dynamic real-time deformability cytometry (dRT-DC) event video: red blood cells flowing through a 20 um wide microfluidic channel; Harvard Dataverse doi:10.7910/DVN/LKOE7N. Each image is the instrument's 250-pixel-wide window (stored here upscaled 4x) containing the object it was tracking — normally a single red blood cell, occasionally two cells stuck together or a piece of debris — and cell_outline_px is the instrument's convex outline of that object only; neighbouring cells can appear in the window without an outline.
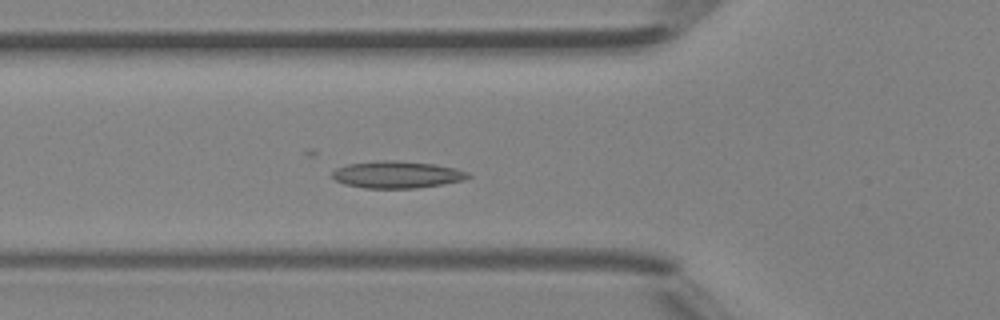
{"species": "Egyptian fruit bat (a non-hibernating species)", "species_latin": "Rousettus aegyptiacus", "temperature_condition": "room temperature", "stored_images_in_passage": 45, "camera_frame_rate_fps": 3000, "um_per_image_px": 0.085, "animal": {"sex": "female"}, "frame": {"image": 1, "passage_image": 14, "time_ms": 4.333, "image_size_px": [1000, 320], "cell_outline_px": [[472, 176], [464, 180], [416, 188], [364, 188], [344, 184], [336, 180], [332, 176], [332, 172], [336, 168], [348, 164], [380, 160], [396, 160], [436, 164], [456, 168], [468, 172]], "centroid_in_image_um": [33.75, 14.83], "position_along_channel_um": 92.0, "area_um2": 21.44}}
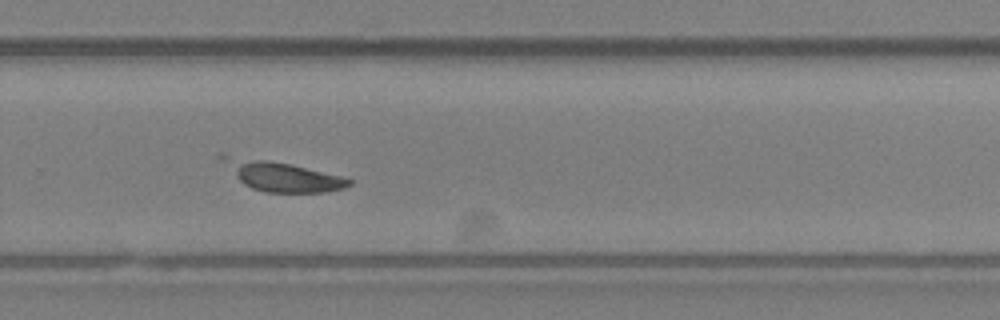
{"frame": {"image": 2, "passage_image": 29, "time_ms": 9.333, "image_size_px": [1000, 320], "cell_outline_px": [[352, 184], [344, 188], [324, 192], [264, 192], [252, 188], [244, 184], [216, 156], [220, 152], [224, 152], [268, 160], [288, 164], [340, 176], [352, 180]], "centroid_in_image_um": [23.83, 14.93], "position_along_channel_um": 306.0, "area_um2": 21.91}}
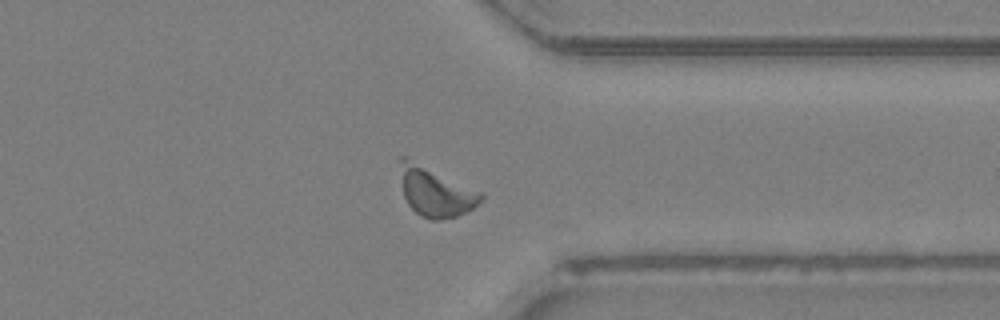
{"frame": {"image": 3, "passage_image": 34, "time_ms": 11.0, "image_size_px": [1000, 320], "cell_outline_px": [[484, 196], [472, 208], [456, 216], [440, 220], [432, 220], [420, 216], [408, 204], [404, 196], [396, 160], [400, 156], [408, 156], [480, 192]], "centroid_in_image_um": [36.91, 16.24], "position_along_channel_um": 374.5, "area_um2": 23.41}}